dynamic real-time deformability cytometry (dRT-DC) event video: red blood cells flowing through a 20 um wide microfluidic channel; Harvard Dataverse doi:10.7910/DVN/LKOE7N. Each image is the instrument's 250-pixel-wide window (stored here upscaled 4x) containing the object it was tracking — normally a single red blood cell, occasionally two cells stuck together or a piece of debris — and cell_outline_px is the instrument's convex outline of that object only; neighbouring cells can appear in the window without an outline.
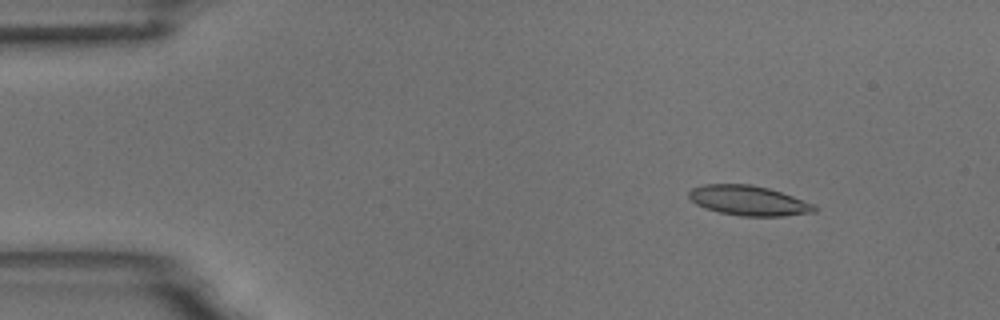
{"species": "common noctule bat (a hibernating species)", "species_latin": "Nyctalus noctula", "temperature_condition": "room temperature", "stored_images_in_passage": 9, "camera_frame_rate_fps": 3000, "um_per_image_px": 0.085, "animal": {"sex": "male", "body_mass_g": 18.8}, "frame": {"image": 1, "passage_image": 2, "time_ms": 1.333, "image_size_px": [1000, 320], "cell_outline_px": [[816, 212], [784, 216], [740, 216], [720, 212], [696, 204], [688, 196], [688, 192], [692, 188], [704, 184], [752, 184], [768, 188], [816, 204]], "centroid_in_image_um": [63.65, 17.05], "position_along_channel_um": 21.3, "area_um2": 21.79}}
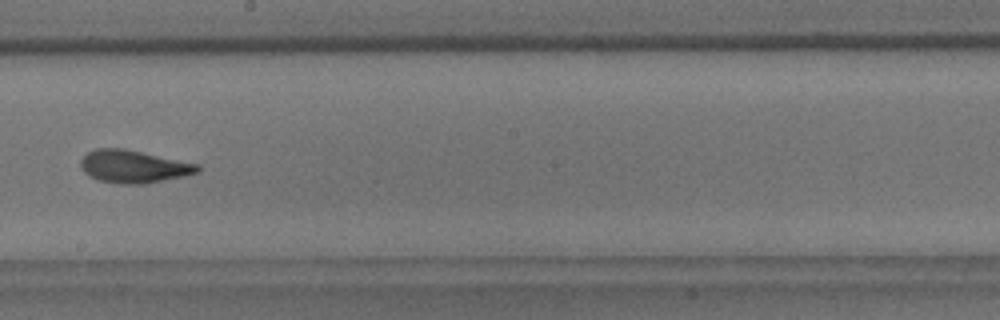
{"frame": {"image": 2, "passage_image": 9, "time_ms": 9.333, "image_size_px": [1000, 320], "cell_outline_px": [[200, 172], [184, 176], [144, 184], [120, 184], [100, 180], [88, 176], [80, 168], [80, 160], [88, 152], [96, 148], [124, 148], [200, 164]], "centroid_in_image_um": [11.36, 14.15], "position_along_channel_um": 236.8, "area_um2": 22.43}}